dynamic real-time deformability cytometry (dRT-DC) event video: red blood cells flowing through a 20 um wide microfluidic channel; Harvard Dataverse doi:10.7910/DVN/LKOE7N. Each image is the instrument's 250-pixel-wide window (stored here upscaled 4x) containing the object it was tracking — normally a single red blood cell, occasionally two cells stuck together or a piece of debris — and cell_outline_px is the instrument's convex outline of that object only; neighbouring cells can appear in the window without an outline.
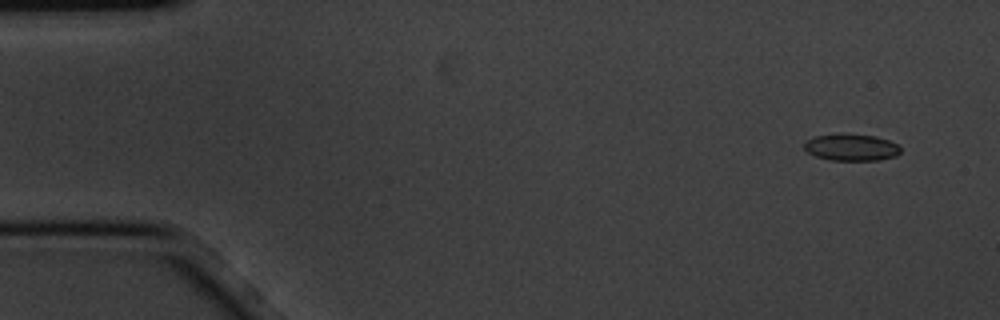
{"species": "common noctule bat (a hibernating species)", "species_latin": "Nyctalus noctula", "temperature_condition": "cold", "stored_images_in_passage": 6, "camera_frame_rate_fps": 3000, "um_per_image_px": 0.085, "animal": {"sex": "male", "body_mass_g": 20.1, "forearm_length_mm": 53.5}, "frame": {"image": 1, "passage_image": 6, "time_ms": 1.667, "image_size_px": [1000, 320], "cell_outline_px": [[900, 152], [896, 156], [880, 160], [832, 160], [816, 156], [808, 152], [804, 148], [804, 144], [812, 136], [840, 132], [844, 132], [876, 136], [888, 140], [896, 144], [900, 148]], "centroid_in_image_um": [72.35, 12.49], "position_along_channel_um": 12.7, "area_um2": 15.32}}